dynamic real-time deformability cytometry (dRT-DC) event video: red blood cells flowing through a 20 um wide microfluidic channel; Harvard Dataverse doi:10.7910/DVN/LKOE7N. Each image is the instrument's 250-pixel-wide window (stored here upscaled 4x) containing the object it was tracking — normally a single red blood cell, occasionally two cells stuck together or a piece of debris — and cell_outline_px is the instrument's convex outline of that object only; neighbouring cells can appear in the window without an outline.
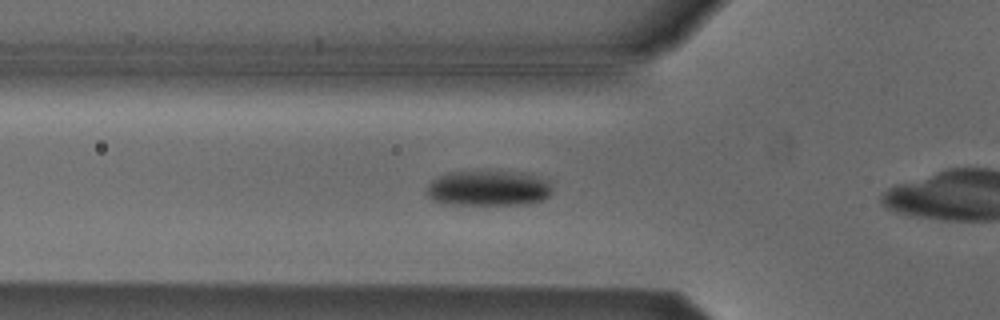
{"species": "Egyptian fruit bat (a non-hibernating species)", "species_latin": "Rousettus aegyptiacus", "temperature_condition": "cold", "stored_images_in_passage": 28, "camera_frame_rate_fps": 3000, "um_per_image_px": 0.085, "animal": {"sex": "male"}, "frame": {"image": 1, "passage_image": 3, "time_ms": 0.667, "image_size_px": [1000, 320], "cell_outline_px": [[552, 192], [544, 200], [528, 204], [444, 204], [432, 200], [428, 196], [428, 184], [432, 180], [440, 176], [452, 172], [520, 172], [536, 176], [548, 180], [552, 184]], "centroid_in_image_um": [41.56, 16.01], "position_along_channel_um": 84.2, "area_um2": 25.78}}
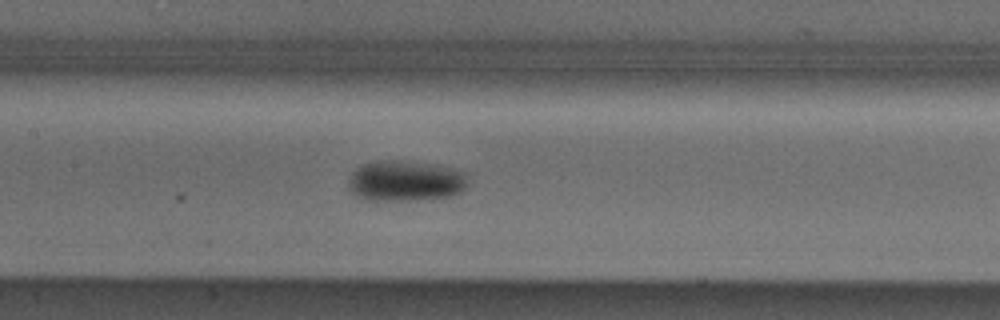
{"frame": {"image": 2, "passage_image": 10, "time_ms": 3.0, "image_size_px": [1000, 320], "cell_outline_px": [[468, 184], [460, 192], [452, 196], [408, 200], [364, 200], [356, 196], [348, 188], [348, 180], [352, 172], [356, 168], [364, 164], [376, 160], [400, 160], [448, 168], [464, 172], [468, 176]], "centroid_in_image_um": [34.41, 15.39], "position_along_channel_um": 173.0, "area_um2": 28.21}}
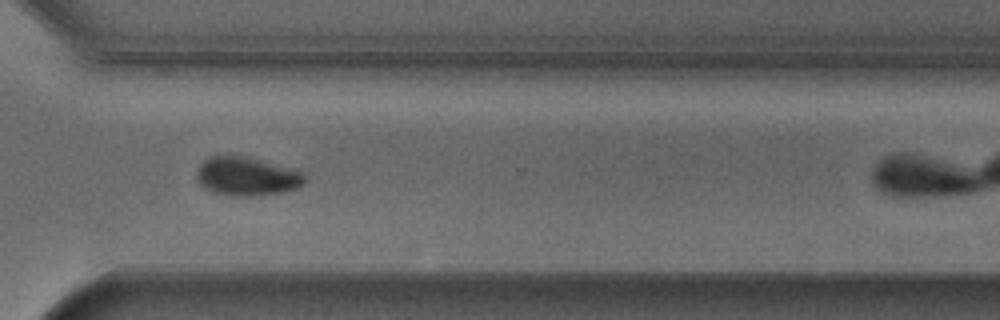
{"frame": {"image": 3, "passage_image": 24, "time_ms": 7.667, "image_size_px": [1000, 320], "cell_outline_px": [[304, 180], [296, 188], [284, 192], [248, 196], [232, 196], [216, 192], [204, 188], [196, 180], [196, 176], [200, 164], [204, 160], [212, 156], [248, 156], [300, 172], [304, 176]], "centroid_in_image_um": [20.91, 14.99], "position_along_channel_um": 349.7, "area_um2": 23.81}}